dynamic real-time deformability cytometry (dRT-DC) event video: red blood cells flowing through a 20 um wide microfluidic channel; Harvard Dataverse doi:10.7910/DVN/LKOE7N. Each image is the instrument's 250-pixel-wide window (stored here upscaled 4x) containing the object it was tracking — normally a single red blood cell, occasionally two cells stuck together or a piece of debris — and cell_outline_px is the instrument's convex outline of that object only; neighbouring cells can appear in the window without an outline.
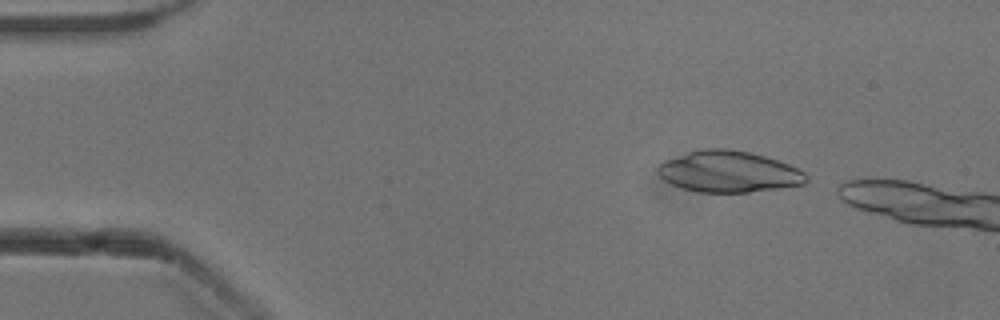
{"species": "common noctule bat (a hibernating species)", "species_latin": "Nyctalus noctula", "temperature_condition": "cold", "stored_images_in_passage": 7, "camera_frame_rate_fps": 3000, "um_per_image_px": 0.085, "animal": {"sex": "male", "body_mass_g": 13.3}, "frame": {"image": 1, "passage_image": 3, "time_ms": 0.667, "image_size_px": [1000, 320], "cell_outline_px": [[808, 180], [804, 184], [780, 188], [748, 192], [700, 192], [684, 188], [672, 184], [664, 180], [656, 172], [656, 168], [664, 160], [700, 148], [728, 148], [748, 152], [764, 156], [788, 164], [804, 172], [808, 176]], "centroid_in_image_um": [61.92, 14.58], "position_along_channel_um": 23.1, "area_um2": 35.66}}